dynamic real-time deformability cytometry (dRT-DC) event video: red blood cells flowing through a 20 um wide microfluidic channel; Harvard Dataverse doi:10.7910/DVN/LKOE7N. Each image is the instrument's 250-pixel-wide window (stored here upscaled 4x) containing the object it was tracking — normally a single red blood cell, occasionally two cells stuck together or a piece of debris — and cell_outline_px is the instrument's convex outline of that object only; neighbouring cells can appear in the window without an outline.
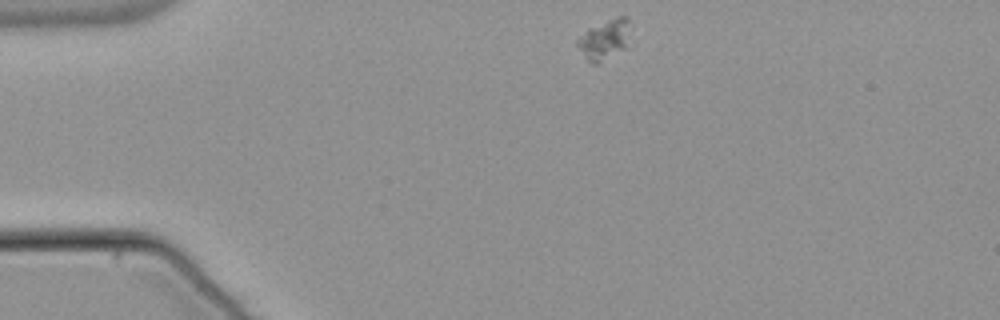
{"species": "common noctule bat (a hibernating species)", "species_latin": "Nyctalus noctula", "temperature_condition": "warm", "stored_images_in_passage": 44, "camera_frame_rate_fps": 3000, "um_per_image_px": 0.085, "animal": {"sex": "male", "body_mass_g": 21.5, "forearm_length_mm": 52.0}, "frame": {"image": 1, "passage_image": 1, "time_ms": 0.0, "image_size_px": [1000, 320], "cell_outline_px": [[628, 48], [596, 64], [592, 64], [588, 60], [576, 44], [576, 40], [588, 28], [616, 16], [628, 16]], "centroid_in_image_um": [51.39, 3.36], "position_along_channel_um": 33.6, "area_um2": 12.31}}
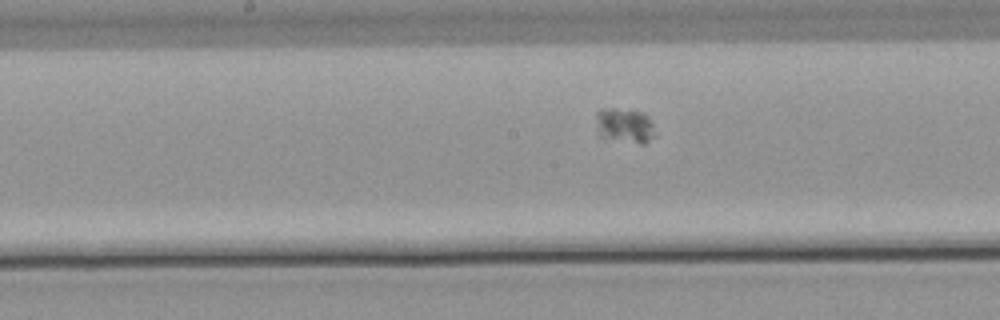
{"frame": {"image": 2, "passage_image": 18, "time_ms": 5.667, "image_size_px": [1000, 320], "cell_outline_px": [[656, 136], [644, 144], [640, 144], [600, 136], [596, 116], [596, 112], [600, 108], [616, 108], [644, 112], [648, 116], [656, 132]], "centroid_in_image_um": [53.14, 10.65], "position_along_channel_um": 195.1, "area_um2": 12.02}}
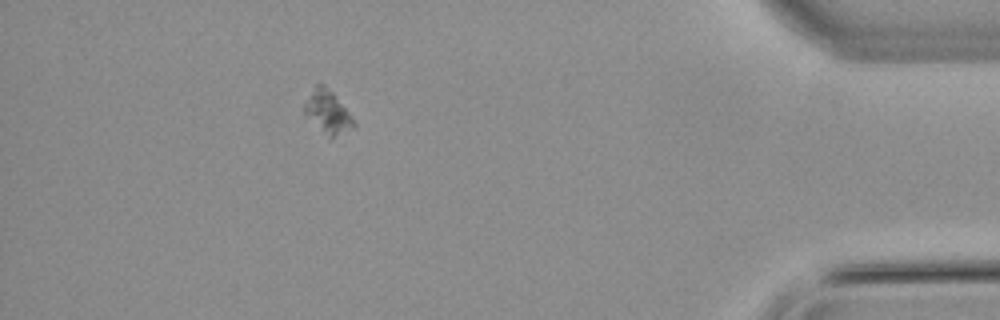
{"frame": {"image": 3, "passage_image": 39, "time_ms": 12.667, "image_size_px": [1000, 320], "cell_outline_px": [[356, 128], [332, 136], [328, 136], [304, 116], [304, 104], [316, 84], [324, 84], [332, 92], [352, 116], [356, 124]], "centroid_in_image_um": [27.86, 9.52], "position_along_channel_um": 407.3, "area_um2": 12.08}}